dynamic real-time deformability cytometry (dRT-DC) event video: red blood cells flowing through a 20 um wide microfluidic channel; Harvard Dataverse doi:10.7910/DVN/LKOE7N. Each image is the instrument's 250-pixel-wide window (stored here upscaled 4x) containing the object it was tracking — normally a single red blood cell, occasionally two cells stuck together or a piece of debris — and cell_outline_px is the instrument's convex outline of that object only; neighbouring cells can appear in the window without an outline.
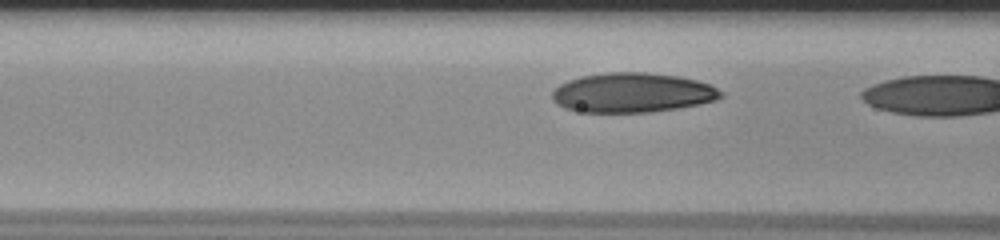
{"species": "human", "species_latin": "Homo sapiens", "temperature_condition": "room temperature", "stored_images_in_passage": 10, "camera_frame_rate_fps": 3000, "um_per_image_px": 0.085, "donor": {"sex": "male"}, "frame": {"image": 1, "passage_image": 9, "time_ms": 2.667, "image_size_px": [1000, 240], "cell_outline_px": [[724, 96], [716, 100], [676, 108], [652, 112], [584, 112], [564, 108], [556, 104], [552, 100], [552, 92], [560, 84], [568, 80], [580, 76], [608, 72], [644, 72], [676, 76], [696, 80], [708, 84], [724, 92]], "centroid_in_image_um": [53.72, 7.88], "position_along_channel_um": 112.9, "area_um2": 38.84}}